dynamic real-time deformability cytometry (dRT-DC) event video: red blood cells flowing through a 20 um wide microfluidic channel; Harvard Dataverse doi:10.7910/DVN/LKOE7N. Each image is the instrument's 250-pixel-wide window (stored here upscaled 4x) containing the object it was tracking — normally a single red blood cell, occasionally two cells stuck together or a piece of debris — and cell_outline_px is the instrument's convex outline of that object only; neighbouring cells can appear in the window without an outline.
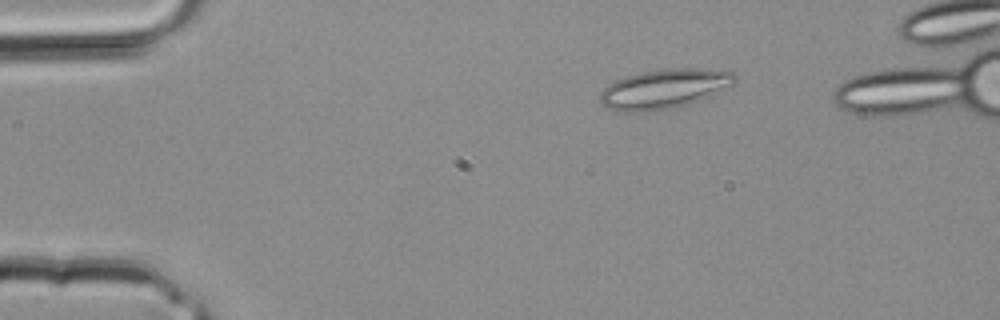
{"species": "common noctule bat (a hibernating species)", "species_latin": "Nyctalus noctula", "temperature_condition": "room temperature", "stored_images_in_passage": 4, "camera_frame_rate_fps": 3000, "um_per_image_px": 0.085, "animal": {"sex": "male", "body_mass_g": 20.4}, "frame": {"image": 1, "passage_image": 2, "time_ms": 0.333, "image_size_px": [1000, 320], "cell_outline_px": [[736, 84], [728, 88], [700, 100], [676, 108], [652, 112], [620, 112], [608, 108], [600, 104], [600, 92], [608, 84], [616, 80], [628, 76], [644, 72], [668, 68], [692, 68], [732, 72], [736, 76]], "centroid_in_image_um": [56.45, 7.58], "position_along_channel_um": 28.5, "area_um2": 31.21}}